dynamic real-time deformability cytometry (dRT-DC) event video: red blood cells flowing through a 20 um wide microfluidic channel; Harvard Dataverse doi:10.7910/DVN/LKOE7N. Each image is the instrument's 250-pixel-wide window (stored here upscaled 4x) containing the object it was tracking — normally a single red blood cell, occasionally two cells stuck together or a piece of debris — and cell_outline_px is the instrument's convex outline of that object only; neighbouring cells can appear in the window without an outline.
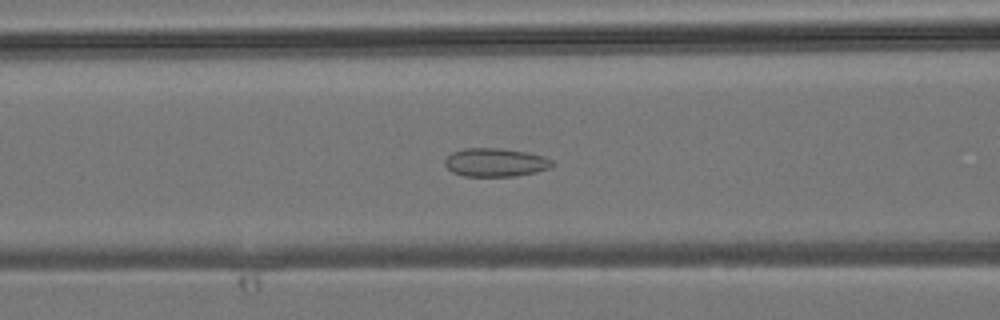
{"species": "common noctule bat (a hibernating species)", "species_latin": "Nyctalus noctula", "temperature_condition": "room temperature", "stored_images_in_passage": 28, "camera_frame_rate_fps": 3000, "um_per_image_px": 0.085, "animal": {"sex": "male", "body_mass_g": 19.2, "forearm_length_mm": 51.8}, "frame": {"image": 1, "passage_image": 4, "time_ms": 1.0, "image_size_px": [1000, 320], "cell_outline_px": [[556, 164], [552, 168], [536, 172], [516, 176], [464, 176], [452, 172], [444, 164], [444, 160], [452, 152], [464, 148], [500, 148], [528, 152], [544, 156], [552, 160]], "centroid_in_image_um": [42.15, 13.8], "position_along_channel_um": 124.4, "area_um2": 18.03}}
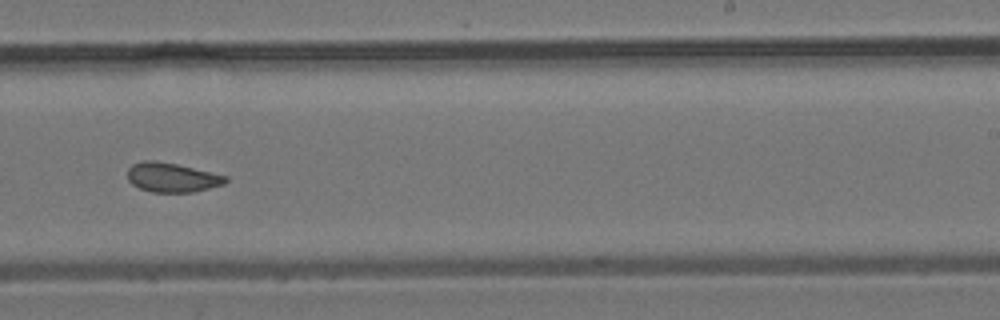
{"frame": {"image": 2, "passage_image": 13, "time_ms": 4.0, "image_size_px": [1000, 320], "cell_outline_px": [[228, 180], [224, 184], [192, 192], [152, 192], [140, 188], [132, 184], [128, 180], [128, 168], [132, 164], [144, 160], [156, 160], [176, 164], [228, 176]], "centroid_in_image_um": [14.6, 15.07], "position_along_channel_um": 274.4, "area_um2": 16.7}}
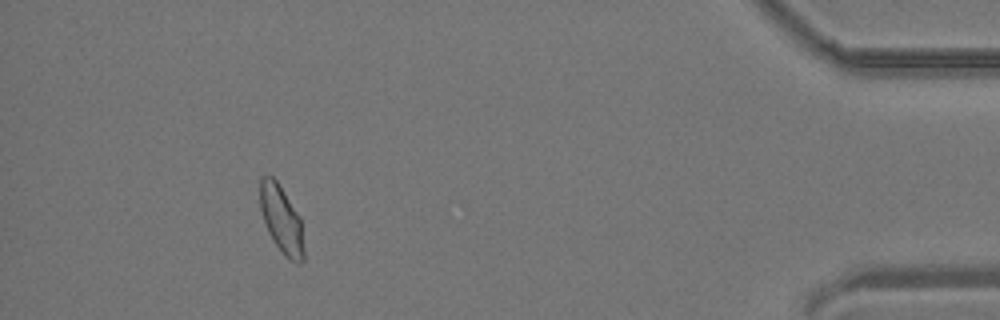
{"frame": {"image": 3, "passage_image": 25, "time_ms": 8.0, "image_size_px": [1000, 320], "cell_outline_px": [[304, 260], [300, 264], [296, 264], [284, 256], [268, 232], [260, 208], [260, 176], [272, 176], [276, 180], [300, 216], [304, 248]], "centroid_in_image_um": [23.94, 18.68], "position_along_channel_um": 411.3, "area_um2": 17.22}}